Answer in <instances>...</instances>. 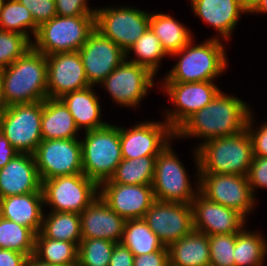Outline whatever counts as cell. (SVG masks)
Instances as JSON below:
<instances>
[{
	"instance_id": "cell-1",
	"label": "cell",
	"mask_w": 267,
	"mask_h": 266,
	"mask_svg": "<svg viewBox=\"0 0 267 266\" xmlns=\"http://www.w3.org/2000/svg\"><path fill=\"white\" fill-rule=\"evenodd\" d=\"M250 110L241 99L219 91L213 100L190 116L175 136L205 137L206 141L235 135L246 129Z\"/></svg>"
},
{
	"instance_id": "cell-2",
	"label": "cell",
	"mask_w": 267,
	"mask_h": 266,
	"mask_svg": "<svg viewBox=\"0 0 267 266\" xmlns=\"http://www.w3.org/2000/svg\"><path fill=\"white\" fill-rule=\"evenodd\" d=\"M0 80L7 106L44 101L48 98L46 56L30 48L0 70Z\"/></svg>"
},
{
	"instance_id": "cell-3",
	"label": "cell",
	"mask_w": 267,
	"mask_h": 266,
	"mask_svg": "<svg viewBox=\"0 0 267 266\" xmlns=\"http://www.w3.org/2000/svg\"><path fill=\"white\" fill-rule=\"evenodd\" d=\"M195 154L199 174L247 176L254 157L247 129L235 135L204 141Z\"/></svg>"
},
{
	"instance_id": "cell-4",
	"label": "cell",
	"mask_w": 267,
	"mask_h": 266,
	"mask_svg": "<svg viewBox=\"0 0 267 266\" xmlns=\"http://www.w3.org/2000/svg\"><path fill=\"white\" fill-rule=\"evenodd\" d=\"M218 40L212 38L196 46L192 45V40L172 54L171 56L181 57L165 77V82L213 81L224 71L227 64L224 47Z\"/></svg>"
},
{
	"instance_id": "cell-5",
	"label": "cell",
	"mask_w": 267,
	"mask_h": 266,
	"mask_svg": "<svg viewBox=\"0 0 267 266\" xmlns=\"http://www.w3.org/2000/svg\"><path fill=\"white\" fill-rule=\"evenodd\" d=\"M82 146V170L98 185L110 179L122 161L120 127L106 126L85 132Z\"/></svg>"
},
{
	"instance_id": "cell-6",
	"label": "cell",
	"mask_w": 267,
	"mask_h": 266,
	"mask_svg": "<svg viewBox=\"0 0 267 266\" xmlns=\"http://www.w3.org/2000/svg\"><path fill=\"white\" fill-rule=\"evenodd\" d=\"M95 30V15L55 16L41 24L32 47L45 56L78 51Z\"/></svg>"
},
{
	"instance_id": "cell-7",
	"label": "cell",
	"mask_w": 267,
	"mask_h": 266,
	"mask_svg": "<svg viewBox=\"0 0 267 266\" xmlns=\"http://www.w3.org/2000/svg\"><path fill=\"white\" fill-rule=\"evenodd\" d=\"M44 204L56 212L80 214L98 196L99 185L84 173L57 176L42 181ZM97 194V195H96Z\"/></svg>"
},
{
	"instance_id": "cell-8",
	"label": "cell",
	"mask_w": 267,
	"mask_h": 266,
	"mask_svg": "<svg viewBox=\"0 0 267 266\" xmlns=\"http://www.w3.org/2000/svg\"><path fill=\"white\" fill-rule=\"evenodd\" d=\"M43 101L16 104L6 108L0 118V131L18 153L34 154L42 141Z\"/></svg>"
},
{
	"instance_id": "cell-9",
	"label": "cell",
	"mask_w": 267,
	"mask_h": 266,
	"mask_svg": "<svg viewBox=\"0 0 267 266\" xmlns=\"http://www.w3.org/2000/svg\"><path fill=\"white\" fill-rule=\"evenodd\" d=\"M150 13L130 7L95 11V29L112 40L124 52L149 28Z\"/></svg>"
},
{
	"instance_id": "cell-10",
	"label": "cell",
	"mask_w": 267,
	"mask_h": 266,
	"mask_svg": "<svg viewBox=\"0 0 267 266\" xmlns=\"http://www.w3.org/2000/svg\"><path fill=\"white\" fill-rule=\"evenodd\" d=\"M33 155L41 182L83 173L82 146L77 138L42 140Z\"/></svg>"
},
{
	"instance_id": "cell-11",
	"label": "cell",
	"mask_w": 267,
	"mask_h": 266,
	"mask_svg": "<svg viewBox=\"0 0 267 266\" xmlns=\"http://www.w3.org/2000/svg\"><path fill=\"white\" fill-rule=\"evenodd\" d=\"M169 144L157 155L152 182L155 200L191 204L196 194ZM195 194V195H194Z\"/></svg>"
},
{
	"instance_id": "cell-12",
	"label": "cell",
	"mask_w": 267,
	"mask_h": 266,
	"mask_svg": "<svg viewBox=\"0 0 267 266\" xmlns=\"http://www.w3.org/2000/svg\"><path fill=\"white\" fill-rule=\"evenodd\" d=\"M198 191L208 200L238 211L246 218L252 210L254 195L248 177L234 174H197Z\"/></svg>"
},
{
	"instance_id": "cell-13",
	"label": "cell",
	"mask_w": 267,
	"mask_h": 266,
	"mask_svg": "<svg viewBox=\"0 0 267 266\" xmlns=\"http://www.w3.org/2000/svg\"><path fill=\"white\" fill-rule=\"evenodd\" d=\"M143 220L166 247L194 230L191 204L155 200Z\"/></svg>"
},
{
	"instance_id": "cell-14",
	"label": "cell",
	"mask_w": 267,
	"mask_h": 266,
	"mask_svg": "<svg viewBox=\"0 0 267 266\" xmlns=\"http://www.w3.org/2000/svg\"><path fill=\"white\" fill-rule=\"evenodd\" d=\"M154 76L146 67L125 58L101 83L120 106L134 108L153 86Z\"/></svg>"
},
{
	"instance_id": "cell-15",
	"label": "cell",
	"mask_w": 267,
	"mask_h": 266,
	"mask_svg": "<svg viewBox=\"0 0 267 266\" xmlns=\"http://www.w3.org/2000/svg\"><path fill=\"white\" fill-rule=\"evenodd\" d=\"M176 111H167V123L175 132L190 116L208 105L220 91L212 81L164 82Z\"/></svg>"
},
{
	"instance_id": "cell-16",
	"label": "cell",
	"mask_w": 267,
	"mask_h": 266,
	"mask_svg": "<svg viewBox=\"0 0 267 266\" xmlns=\"http://www.w3.org/2000/svg\"><path fill=\"white\" fill-rule=\"evenodd\" d=\"M78 52L90 86L101 83L126 58V52L96 29Z\"/></svg>"
},
{
	"instance_id": "cell-17",
	"label": "cell",
	"mask_w": 267,
	"mask_h": 266,
	"mask_svg": "<svg viewBox=\"0 0 267 266\" xmlns=\"http://www.w3.org/2000/svg\"><path fill=\"white\" fill-rule=\"evenodd\" d=\"M46 59L48 98L59 99L90 86L78 51L55 53Z\"/></svg>"
},
{
	"instance_id": "cell-18",
	"label": "cell",
	"mask_w": 267,
	"mask_h": 266,
	"mask_svg": "<svg viewBox=\"0 0 267 266\" xmlns=\"http://www.w3.org/2000/svg\"><path fill=\"white\" fill-rule=\"evenodd\" d=\"M99 188L102 200L125 220L143 218L155 201L152 185H123L108 179Z\"/></svg>"
},
{
	"instance_id": "cell-19",
	"label": "cell",
	"mask_w": 267,
	"mask_h": 266,
	"mask_svg": "<svg viewBox=\"0 0 267 266\" xmlns=\"http://www.w3.org/2000/svg\"><path fill=\"white\" fill-rule=\"evenodd\" d=\"M174 136L175 132L167 122L139 123L130 130L120 127L122 159L157 156Z\"/></svg>"
},
{
	"instance_id": "cell-20",
	"label": "cell",
	"mask_w": 267,
	"mask_h": 266,
	"mask_svg": "<svg viewBox=\"0 0 267 266\" xmlns=\"http://www.w3.org/2000/svg\"><path fill=\"white\" fill-rule=\"evenodd\" d=\"M193 199L194 231L207 236L214 234H237L245 224V217L238 211L208 200L199 191Z\"/></svg>"
},
{
	"instance_id": "cell-21",
	"label": "cell",
	"mask_w": 267,
	"mask_h": 266,
	"mask_svg": "<svg viewBox=\"0 0 267 266\" xmlns=\"http://www.w3.org/2000/svg\"><path fill=\"white\" fill-rule=\"evenodd\" d=\"M34 155L18 153L0 169V198L42 192Z\"/></svg>"
},
{
	"instance_id": "cell-22",
	"label": "cell",
	"mask_w": 267,
	"mask_h": 266,
	"mask_svg": "<svg viewBox=\"0 0 267 266\" xmlns=\"http://www.w3.org/2000/svg\"><path fill=\"white\" fill-rule=\"evenodd\" d=\"M82 239L100 238L120 243L126 220L98 197L80 214Z\"/></svg>"
},
{
	"instance_id": "cell-23",
	"label": "cell",
	"mask_w": 267,
	"mask_h": 266,
	"mask_svg": "<svg viewBox=\"0 0 267 266\" xmlns=\"http://www.w3.org/2000/svg\"><path fill=\"white\" fill-rule=\"evenodd\" d=\"M42 204V192L0 198V216L30 228L37 235L44 218Z\"/></svg>"
},
{
	"instance_id": "cell-24",
	"label": "cell",
	"mask_w": 267,
	"mask_h": 266,
	"mask_svg": "<svg viewBox=\"0 0 267 266\" xmlns=\"http://www.w3.org/2000/svg\"><path fill=\"white\" fill-rule=\"evenodd\" d=\"M195 15L210 23L224 39L237 24L239 17L246 11L238 0H191Z\"/></svg>"
},
{
	"instance_id": "cell-25",
	"label": "cell",
	"mask_w": 267,
	"mask_h": 266,
	"mask_svg": "<svg viewBox=\"0 0 267 266\" xmlns=\"http://www.w3.org/2000/svg\"><path fill=\"white\" fill-rule=\"evenodd\" d=\"M71 113L78 129L86 131L99 129L107 125L101 121V109L92 86L73 91L59 98Z\"/></svg>"
},
{
	"instance_id": "cell-26",
	"label": "cell",
	"mask_w": 267,
	"mask_h": 266,
	"mask_svg": "<svg viewBox=\"0 0 267 266\" xmlns=\"http://www.w3.org/2000/svg\"><path fill=\"white\" fill-rule=\"evenodd\" d=\"M78 130L74 118L60 99L46 98L43 101L42 140L74 139Z\"/></svg>"
},
{
	"instance_id": "cell-27",
	"label": "cell",
	"mask_w": 267,
	"mask_h": 266,
	"mask_svg": "<svg viewBox=\"0 0 267 266\" xmlns=\"http://www.w3.org/2000/svg\"><path fill=\"white\" fill-rule=\"evenodd\" d=\"M169 263L174 266H210L208 236L192 231L168 247Z\"/></svg>"
},
{
	"instance_id": "cell-28",
	"label": "cell",
	"mask_w": 267,
	"mask_h": 266,
	"mask_svg": "<svg viewBox=\"0 0 267 266\" xmlns=\"http://www.w3.org/2000/svg\"><path fill=\"white\" fill-rule=\"evenodd\" d=\"M149 28L158 37L167 55L178 52L192 41L189 30L167 14H150Z\"/></svg>"
},
{
	"instance_id": "cell-29",
	"label": "cell",
	"mask_w": 267,
	"mask_h": 266,
	"mask_svg": "<svg viewBox=\"0 0 267 266\" xmlns=\"http://www.w3.org/2000/svg\"><path fill=\"white\" fill-rule=\"evenodd\" d=\"M120 243L134 256L157 252L165 247L143 218L126 220Z\"/></svg>"
},
{
	"instance_id": "cell-30",
	"label": "cell",
	"mask_w": 267,
	"mask_h": 266,
	"mask_svg": "<svg viewBox=\"0 0 267 266\" xmlns=\"http://www.w3.org/2000/svg\"><path fill=\"white\" fill-rule=\"evenodd\" d=\"M34 256L42 262L56 266H77L78 245L72 242L45 238L39 232L35 237Z\"/></svg>"
},
{
	"instance_id": "cell-31",
	"label": "cell",
	"mask_w": 267,
	"mask_h": 266,
	"mask_svg": "<svg viewBox=\"0 0 267 266\" xmlns=\"http://www.w3.org/2000/svg\"><path fill=\"white\" fill-rule=\"evenodd\" d=\"M43 221L40 233L45 238L72 242L77 245L82 240L79 214L52 211L46 219L43 218Z\"/></svg>"
},
{
	"instance_id": "cell-32",
	"label": "cell",
	"mask_w": 267,
	"mask_h": 266,
	"mask_svg": "<svg viewBox=\"0 0 267 266\" xmlns=\"http://www.w3.org/2000/svg\"><path fill=\"white\" fill-rule=\"evenodd\" d=\"M156 157L145 156L136 159H122L110 179L114 183L123 185H152Z\"/></svg>"
},
{
	"instance_id": "cell-33",
	"label": "cell",
	"mask_w": 267,
	"mask_h": 266,
	"mask_svg": "<svg viewBox=\"0 0 267 266\" xmlns=\"http://www.w3.org/2000/svg\"><path fill=\"white\" fill-rule=\"evenodd\" d=\"M36 234L26 226L0 216V249H9L28 257L34 255Z\"/></svg>"
},
{
	"instance_id": "cell-34",
	"label": "cell",
	"mask_w": 267,
	"mask_h": 266,
	"mask_svg": "<svg viewBox=\"0 0 267 266\" xmlns=\"http://www.w3.org/2000/svg\"><path fill=\"white\" fill-rule=\"evenodd\" d=\"M260 234L246 232L244 229L236 234L233 252L235 266H261L267 253V243Z\"/></svg>"
},
{
	"instance_id": "cell-35",
	"label": "cell",
	"mask_w": 267,
	"mask_h": 266,
	"mask_svg": "<svg viewBox=\"0 0 267 266\" xmlns=\"http://www.w3.org/2000/svg\"><path fill=\"white\" fill-rule=\"evenodd\" d=\"M38 25L35 23L34 18L24 5L18 0L3 1L0 10V29L4 31L18 32L30 39L28 31L25 29H31V32L35 36Z\"/></svg>"
},
{
	"instance_id": "cell-36",
	"label": "cell",
	"mask_w": 267,
	"mask_h": 266,
	"mask_svg": "<svg viewBox=\"0 0 267 266\" xmlns=\"http://www.w3.org/2000/svg\"><path fill=\"white\" fill-rule=\"evenodd\" d=\"M134 51L137 55V59L131 60L135 64L141 65L149 69L153 74L157 73L160 59L167 55L163 50L158 37L148 28L143 35L128 49ZM139 58V59H138Z\"/></svg>"
},
{
	"instance_id": "cell-37",
	"label": "cell",
	"mask_w": 267,
	"mask_h": 266,
	"mask_svg": "<svg viewBox=\"0 0 267 266\" xmlns=\"http://www.w3.org/2000/svg\"><path fill=\"white\" fill-rule=\"evenodd\" d=\"M115 244L100 238L82 239L78 245L77 266H109Z\"/></svg>"
},
{
	"instance_id": "cell-38",
	"label": "cell",
	"mask_w": 267,
	"mask_h": 266,
	"mask_svg": "<svg viewBox=\"0 0 267 266\" xmlns=\"http://www.w3.org/2000/svg\"><path fill=\"white\" fill-rule=\"evenodd\" d=\"M30 48L32 42L27 36L0 29V70L14 63Z\"/></svg>"
},
{
	"instance_id": "cell-39",
	"label": "cell",
	"mask_w": 267,
	"mask_h": 266,
	"mask_svg": "<svg viewBox=\"0 0 267 266\" xmlns=\"http://www.w3.org/2000/svg\"><path fill=\"white\" fill-rule=\"evenodd\" d=\"M210 266H235L233 252L236 234H214L208 236Z\"/></svg>"
},
{
	"instance_id": "cell-40",
	"label": "cell",
	"mask_w": 267,
	"mask_h": 266,
	"mask_svg": "<svg viewBox=\"0 0 267 266\" xmlns=\"http://www.w3.org/2000/svg\"><path fill=\"white\" fill-rule=\"evenodd\" d=\"M31 12L35 23L41 24L51 20L56 14L55 0H18Z\"/></svg>"
},
{
	"instance_id": "cell-41",
	"label": "cell",
	"mask_w": 267,
	"mask_h": 266,
	"mask_svg": "<svg viewBox=\"0 0 267 266\" xmlns=\"http://www.w3.org/2000/svg\"><path fill=\"white\" fill-rule=\"evenodd\" d=\"M56 14L63 17L95 15V10H91L86 0H55Z\"/></svg>"
},
{
	"instance_id": "cell-42",
	"label": "cell",
	"mask_w": 267,
	"mask_h": 266,
	"mask_svg": "<svg viewBox=\"0 0 267 266\" xmlns=\"http://www.w3.org/2000/svg\"><path fill=\"white\" fill-rule=\"evenodd\" d=\"M247 177L253 195L254 187L267 188V157H253Z\"/></svg>"
},
{
	"instance_id": "cell-43",
	"label": "cell",
	"mask_w": 267,
	"mask_h": 266,
	"mask_svg": "<svg viewBox=\"0 0 267 266\" xmlns=\"http://www.w3.org/2000/svg\"><path fill=\"white\" fill-rule=\"evenodd\" d=\"M252 124V116L251 113L248 116L246 129L249 133L251 143H252V150L254 157H267V122L262 124L257 130V132H253L251 125Z\"/></svg>"
},
{
	"instance_id": "cell-44",
	"label": "cell",
	"mask_w": 267,
	"mask_h": 266,
	"mask_svg": "<svg viewBox=\"0 0 267 266\" xmlns=\"http://www.w3.org/2000/svg\"><path fill=\"white\" fill-rule=\"evenodd\" d=\"M168 264L169 252L166 246L157 252L134 256L133 262V266H167Z\"/></svg>"
},
{
	"instance_id": "cell-45",
	"label": "cell",
	"mask_w": 267,
	"mask_h": 266,
	"mask_svg": "<svg viewBox=\"0 0 267 266\" xmlns=\"http://www.w3.org/2000/svg\"><path fill=\"white\" fill-rule=\"evenodd\" d=\"M134 255L123 244L116 243L109 262V266H133Z\"/></svg>"
},
{
	"instance_id": "cell-46",
	"label": "cell",
	"mask_w": 267,
	"mask_h": 266,
	"mask_svg": "<svg viewBox=\"0 0 267 266\" xmlns=\"http://www.w3.org/2000/svg\"><path fill=\"white\" fill-rule=\"evenodd\" d=\"M28 256L9 249H0V266H25Z\"/></svg>"
},
{
	"instance_id": "cell-47",
	"label": "cell",
	"mask_w": 267,
	"mask_h": 266,
	"mask_svg": "<svg viewBox=\"0 0 267 266\" xmlns=\"http://www.w3.org/2000/svg\"><path fill=\"white\" fill-rule=\"evenodd\" d=\"M17 154L18 151L12 145H10L9 141L0 131V169L3 168Z\"/></svg>"
},
{
	"instance_id": "cell-48",
	"label": "cell",
	"mask_w": 267,
	"mask_h": 266,
	"mask_svg": "<svg viewBox=\"0 0 267 266\" xmlns=\"http://www.w3.org/2000/svg\"><path fill=\"white\" fill-rule=\"evenodd\" d=\"M261 0H238L239 5L246 11L252 12L260 3Z\"/></svg>"
},
{
	"instance_id": "cell-49",
	"label": "cell",
	"mask_w": 267,
	"mask_h": 266,
	"mask_svg": "<svg viewBox=\"0 0 267 266\" xmlns=\"http://www.w3.org/2000/svg\"><path fill=\"white\" fill-rule=\"evenodd\" d=\"M25 266H56L38 260L34 255L30 256Z\"/></svg>"
},
{
	"instance_id": "cell-50",
	"label": "cell",
	"mask_w": 267,
	"mask_h": 266,
	"mask_svg": "<svg viewBox=\"0 0 267 266\" xmlns=\"http://www.w3.org/2000/svg\"><path fill=\"white\" fill-rule=\"evenodd\" d=\"M7 107L8 106H7L5 98H4L3 87H2L1 80H0V118L2 117L4 112L6 111Z\"/></svg>"
},
{
	"instance_id": "cell-51",
	"label": "cell",
	"mask_w": 267,
	"mask_h": 266,
	"mask_svg": "<svg viewBox=\"0 0 267 266\" xmlns=\"http://www.w3.org/2000/svg\"><path fill=\"white\" fill-rule=\"evenodd\" d=\"M267 13V0H261L258 6L251 13Z\"/></svg>"
},
{
	"instance_id": "cell-52",
	"label": "cell",
	"mask_w": 267,
	"mask_h": 266,
	"mask_svg": "<svg viewBox=\"0 0 267 266\" xmlns=\"http://www.w3.org/2000/svg\"><path fill=\"white\" fill-rule=\"evenodd\" d=\"M4 0H0V10Z\"/></svg>"
}]
</instances>
